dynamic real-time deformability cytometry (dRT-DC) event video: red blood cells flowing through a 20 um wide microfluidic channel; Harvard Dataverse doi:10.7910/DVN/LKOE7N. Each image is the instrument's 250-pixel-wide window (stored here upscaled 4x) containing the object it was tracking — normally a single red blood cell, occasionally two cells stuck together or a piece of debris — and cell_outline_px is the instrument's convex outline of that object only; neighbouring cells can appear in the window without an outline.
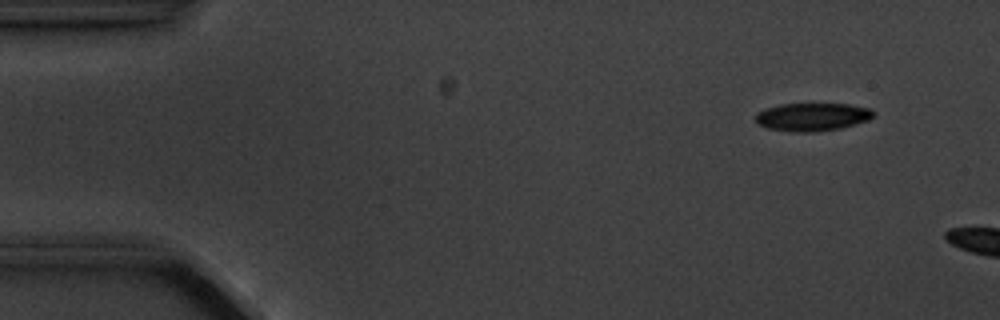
{"species": "common noctule bat (a hibernating species)", "species_latin": "Nyctalus noctula", "temperature_condition": "cold", "stored_images_in_passage": 4, "camera_frame_rate_fps": 3000, "um_per_image_px": 0.085, "animal": {"sex": "male", "body_mass_g": 20.1, "forearm_length_mm": 53.5}, "frame": {"image": 1, "passage_image": 2, "time_ms": 1.0, "image_size_px": [1000, 320], "cell_outline_px": [[876, 112], [868, 120], [840, 128], [816, 132], [792, 132], [768, 128], [760, 124], [756, 120], [756, 112], [764, 108], [780, 104], [848, 104], [872, 108]], "centroid_in_image_um": [69.05, 9.93], "position_along_channel_um": 16.0, "area_um2": 19.31}}